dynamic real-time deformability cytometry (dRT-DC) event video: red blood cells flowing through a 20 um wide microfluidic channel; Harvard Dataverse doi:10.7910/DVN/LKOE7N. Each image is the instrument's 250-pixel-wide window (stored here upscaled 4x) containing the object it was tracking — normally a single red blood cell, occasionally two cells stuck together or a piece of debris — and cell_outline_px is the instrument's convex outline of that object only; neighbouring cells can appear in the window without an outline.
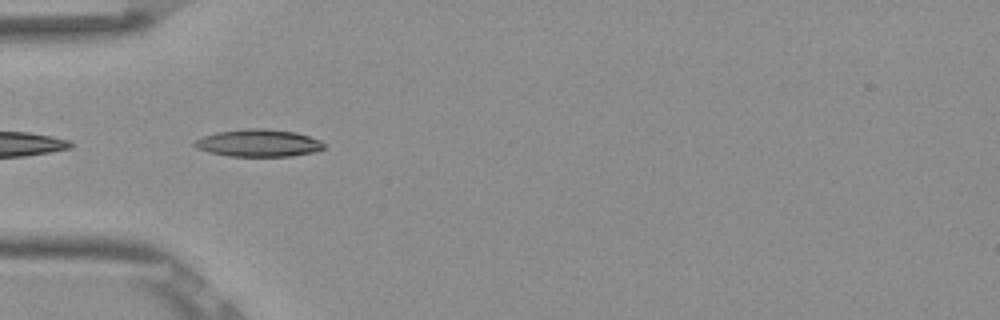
{"species": "Egyptian fruit bat (a non-hibernating species)", "species_latin": "Rousettus aegyptiacus", "temperature_condition": "room temperature", "stored_images_in_passage": 4, "camera_frame_rate_fps": 3000, "um_per_image_px": 0.085, "frame": {"image": 1, "passage_image": 2, "time_ms": 0.333, "image_size_px": [1000, 320], "cell_outline_px": [[324, 148], [316, 152], [292, 156], [228, 156], [208, 152], [196, 148], [192, 144], [196, 140], [204, 136], [216, 132], [248, 128], [264, 128], [296, 132], [320, 140], [324, 144]], "centroid_in_image_um": [21.97, 12.16], "position_along_channel_um": 63.0, "area_um2": 20.69}}